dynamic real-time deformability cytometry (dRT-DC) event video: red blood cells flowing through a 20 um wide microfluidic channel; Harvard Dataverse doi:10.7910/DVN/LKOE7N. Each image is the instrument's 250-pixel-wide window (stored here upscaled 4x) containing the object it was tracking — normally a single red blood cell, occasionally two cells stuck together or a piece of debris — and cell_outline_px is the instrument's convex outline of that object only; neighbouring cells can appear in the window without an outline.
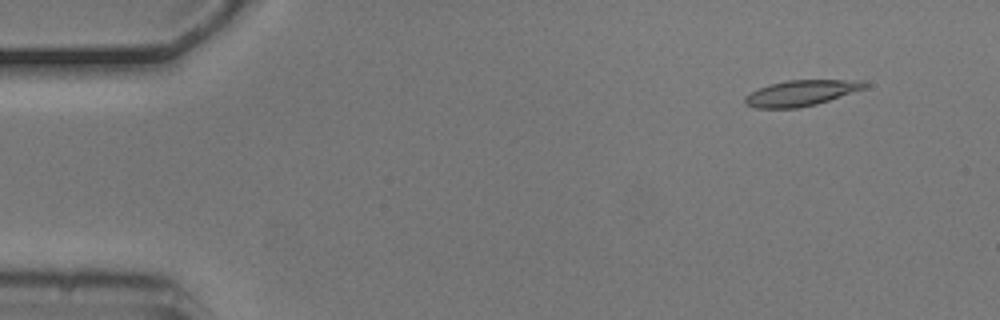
{"species": "common noctule bat (a hibernating species)", "species_latin": "Nyctalus noctula", "temperature_condition": "cold", "stored_images_in_passage": 5, "camera_frame_rate_fps": 3000, "um_per_image_px": 0.085, "animal": {"sex": "male", "body_mass_g": 20.5, "forearm_length_mm": 52.5}, "frame": {"image": 1, "passage_image": 2, "time_ms": 0.333, "image_size_px": [1000, 320], "cell_outline_px": [[868, 84], [864, 88], [816, 104], [800, 108], [756, 108], [744, 104], [744, 96], [760, 88], [772, 84], [788, 80], [864, 80]], "centroid_in_image_um": [68.07, 7.91], "position_along_channel_um": 16.9, "area_um2": 17.69}}
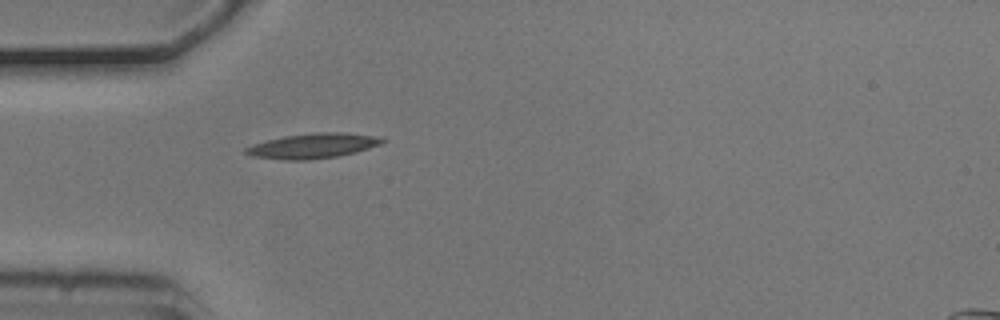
{"frame": {"image": 2, "passage_image": 5, "time_ms": 1.333, "image_size_px": [1000, 320], "cell_outline_px": [[388, 140], [380, 144], [356, 152], [340, 156], [308, 160], [284, 160], [252, 156], [244, 152], [244, 148], [252, 144], [284, 136], [316, 132], [344, 132], [380, 136]], "centroid_in_image_um": [26.63, 12.39], "position_along_channel_um": 58.4, "area_um2": 20.06}}